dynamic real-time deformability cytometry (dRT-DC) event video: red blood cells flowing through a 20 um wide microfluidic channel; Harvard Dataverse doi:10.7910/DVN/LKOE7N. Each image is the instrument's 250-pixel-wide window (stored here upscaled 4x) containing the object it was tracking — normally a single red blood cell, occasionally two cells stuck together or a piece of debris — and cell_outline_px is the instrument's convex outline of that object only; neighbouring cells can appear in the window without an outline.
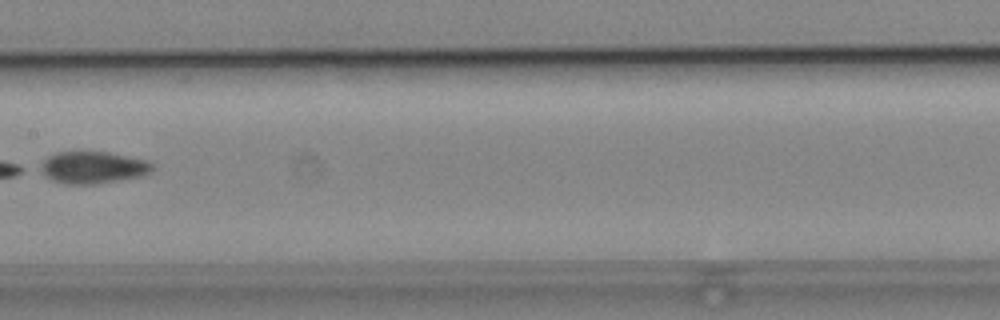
{"species": "common noctule bat (a hibernating species)", "species_latin": "Nyctalus noctula", "temperature_condition": "cold", "stored_images_in_passage": 8, "camera_frame_rate_fps": 3000, "um_per_image_px": 0.085, "animal": {"sex": "male", "body_mass_g": 19.2, "forearm_length_mm": 51.8}, "frame": {"image": 1, "passage_image": 8, "time_ms": 8.667, "image_size_px": [1000, 320], "cell_outline_px": [[152, 168], [148, 172], [140, 176], [96, 184], [68, 184], [52, 180], [36, 168], [36, 164], [48, 156], [56, 152], [108, 152], [144, 160], [152, 164]], "centroid_in_image_um": [7.77, 14.23], "position_along_channel_um": 199.6, "area_um2": 20.75}}